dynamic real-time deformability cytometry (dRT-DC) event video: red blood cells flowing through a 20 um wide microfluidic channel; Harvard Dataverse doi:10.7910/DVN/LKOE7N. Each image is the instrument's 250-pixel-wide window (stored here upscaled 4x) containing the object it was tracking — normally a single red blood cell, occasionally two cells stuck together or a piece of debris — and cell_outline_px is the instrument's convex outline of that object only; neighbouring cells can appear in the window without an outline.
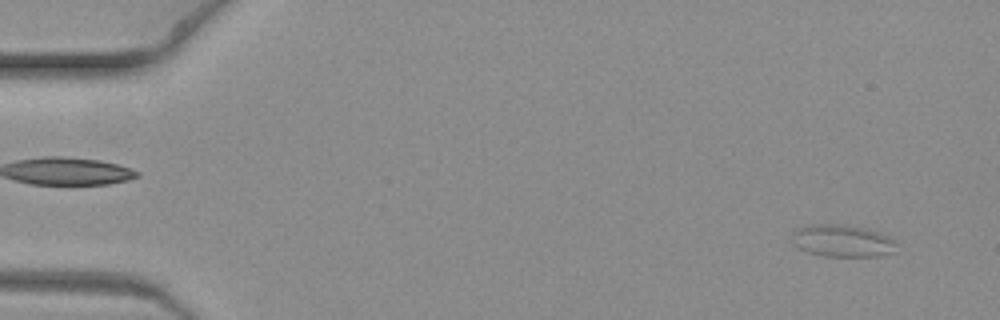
{"species": "common noctule bat (a hibernating species)", "species_latin": "Nyctalus noctula", "temperature_condition": "warm", "stored_images_in_passage": 7, "camera_frame_rate_fps": 3000, "um_per_image_px": 0.085, "animal": {"sex": "female", "body_mass_g": 19.3, "forearm_length_mm": 54.1}, "frame": {"image": 1, "passage_image": 1, "time_ms": 0.0, "image_size_px": [1000, 320], "cell_outline_px": [[896, 244], [892, 252], [880, 256], [824, 256], [808, 252], [796, 248], [792, 244], [792, 232], [796, 228], [808, 224], [836, 224], [864, 228], [880, 232], [896, 240]], "centroid_in_image_um": [71.54, 20.46], "position_along_channel_um": 13.5, "area_um2": 19.77}}
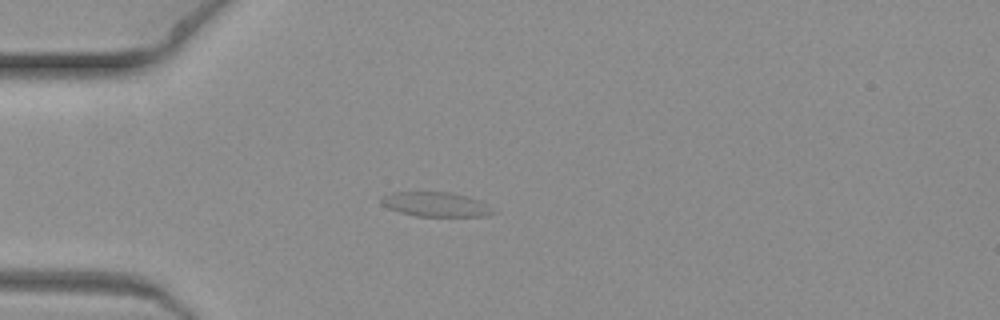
{"frame": {"image": 2, "passage_image": 5, "time_ms": 1.333, "image_size_px": [1000, 320], "cell_outline_px": [[496, 212], [488, 216], [416, 216], [400, 212], [388, 208], [380, 204], [380, 200], [384, 196], [392, 192], [448, 192], [468, 196], [480, 200], [488, 204]], "centroid_in_image_um": [37.06, 17.37], "position_along_channel_um": 47.9, "area_um2": 16.07}}
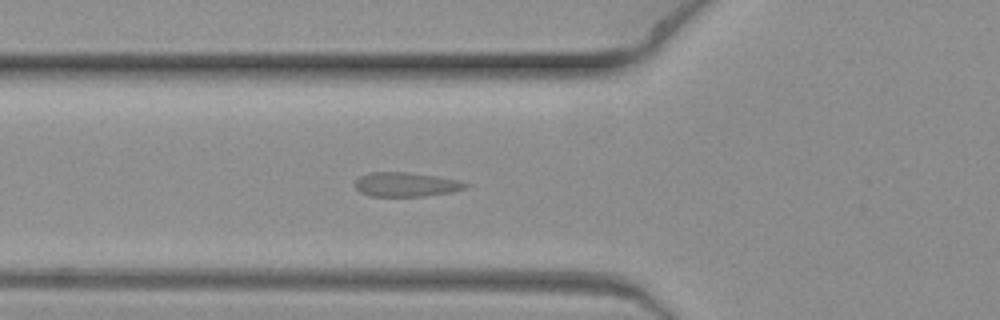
{"frame": {"image": 3, "passage_image": 7, "time_ms": 2.0, "image_size_px": [1000, 320], "cell_outline_px": [[472, 184], [464, 188], [452, 192], [424, 196], [368, 196], [360, 192], [352, 184], [360, 176], [368, 172], [408, 172], [436, 176], [456, 180]], "centroid_in_image_um": [34.47, 15.68], "position_along_channel_um": 91.3, "area_um2": 15.72}}